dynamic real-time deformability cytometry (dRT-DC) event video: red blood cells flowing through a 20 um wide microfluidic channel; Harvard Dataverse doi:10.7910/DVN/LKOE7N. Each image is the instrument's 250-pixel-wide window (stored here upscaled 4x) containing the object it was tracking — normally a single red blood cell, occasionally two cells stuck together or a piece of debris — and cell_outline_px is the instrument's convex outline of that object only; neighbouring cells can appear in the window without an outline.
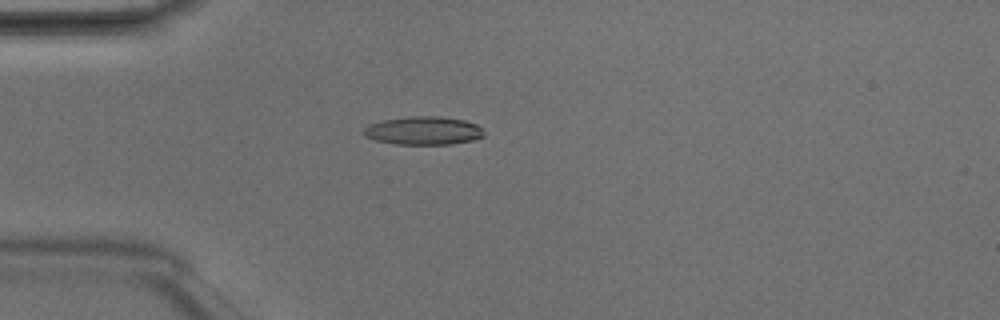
{"species": "Egyptian fruit bat (a non-hibernating species)", "species_latin": "Rousettus aegyptiacus", "temperature_condition": "room temperature", "stored_images_in_passage": 5, "camera_frame_rate_fps": 3000, "um_per_image_px": 0.085, "animal": {"sex": "male"}, "frame": {"image": 1, "passage_image": 4, "time_ms": 1.0, "image_size_px": [1000, 320], "cell_outline_px": [[484, 136], [472, 140], [452, 144], [392, 144], [376, 140], [364, 136], [360, 132], [368, 124], [380, 120], [412, 116], [440, 116], [464, 120], [476, 124], [484, 132]], "centroid_in_image_um": [35.93, 11.1], "position_along_channel_um": 49.1, "area_um2": 20.0}}